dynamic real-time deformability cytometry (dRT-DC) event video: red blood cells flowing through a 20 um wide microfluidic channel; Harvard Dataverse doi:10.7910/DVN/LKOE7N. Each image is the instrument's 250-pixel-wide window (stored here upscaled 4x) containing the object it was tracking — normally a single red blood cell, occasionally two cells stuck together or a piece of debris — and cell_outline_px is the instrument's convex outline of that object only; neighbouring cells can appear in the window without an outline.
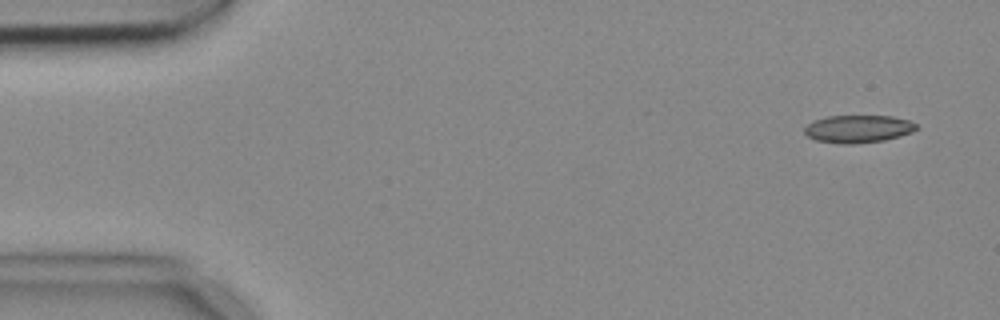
{"species": "common noctule bat (a hibernating species)", "species_latin": "Nyctalus noctula", "temperature_condition": "cold", "stored_images_in_passage": 3, "camera_frame_rate_fps": 3000, "um_per_image_px": 0.085, "animal": {"sex": "female", "body_mass_g": 18.4}, "frame": {"image": 1, "passage_image": 1, "time_ms": 0.0, "image_size_px": [1000, 320], "cell_outline_px": [[920, 128], [912, 132], [900, 136], [884, 140], [852, 144], [840, 144], [816, 140], [808, 136], [804, 132], [804, 128], [808, 124], [816, 120], [828, 116], [892, 116], [908, 120], [916, 124]], "centroid_in_image_um": [72.97, 10.96], "position_along_channel_um": 12.0, "area_um2": 17.98}}